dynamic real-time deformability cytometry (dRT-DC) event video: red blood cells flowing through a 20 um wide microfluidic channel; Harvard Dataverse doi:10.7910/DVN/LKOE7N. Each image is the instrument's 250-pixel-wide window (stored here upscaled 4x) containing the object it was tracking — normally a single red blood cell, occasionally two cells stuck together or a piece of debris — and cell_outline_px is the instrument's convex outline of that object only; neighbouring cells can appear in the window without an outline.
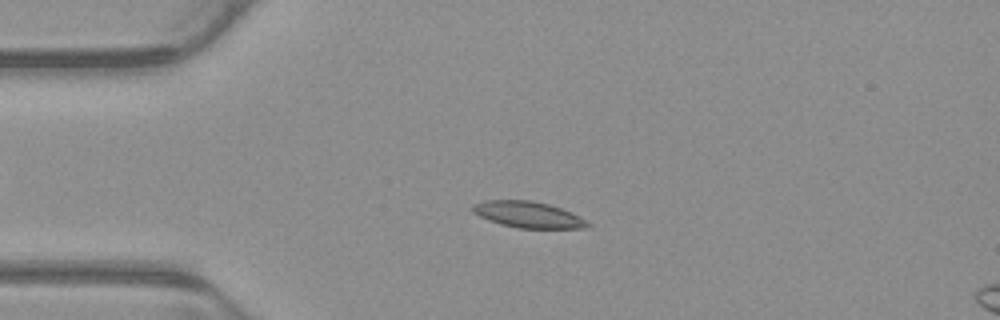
{"species": "common noctule bat (a hibernating species)", "species_latin": "Nyctalus noctula", "temperature_condition": "warm", "stored_images_in_passage": 6, "camera_frame_rate_fps": 3000, "um_per_image_px": 0.085, "animal": {"sex": "male", "body_mass_g": 23.1, "forearm_length_mm": 52.7}, "frame": {"image": 1, "passage_image": 2, "time_ms": 0.333, "image_size_px": [1000, 320], "cell_outline_px": [[592, 224], [588, 228], [516, 228], [500, 224], [480, 216], [472, 212], [468, 208], [472, 204], [484, 200], [532, 200], [548, 204], [572, 212], [580, 216]], "centroid_in_image_um": [44.87, 18.24], "position_along_channel_um": 40.1, "area_um2": 17.8}}
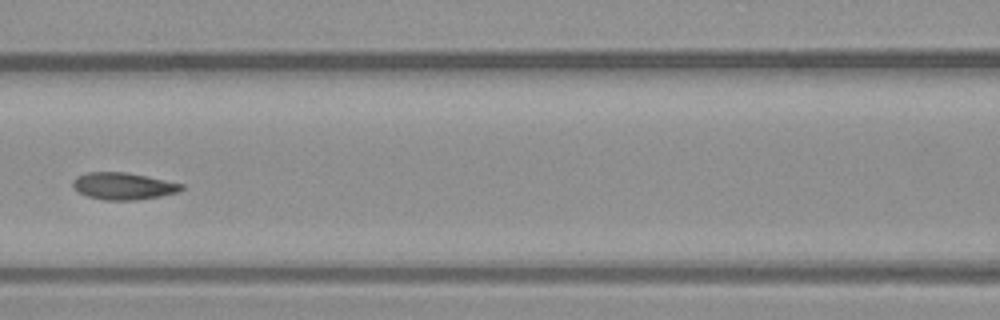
{"frame": {"image": 2, "passage_image": 5, "time_ms": 1.333, "image_size_px": [1000, 320], "cell_outline_px": [[184, 188], [180, 192], [160, 196], [136, 200], [104, 200], [88, 196], [80, 192], [72, 184], [72, 180], [76, 176], [88, 172], [128, 172], [184, 184]], "centroid_in_image_um": [10.51, 15.81], "position_along_channel_um": 156.1, "area_um2": 17.11}}
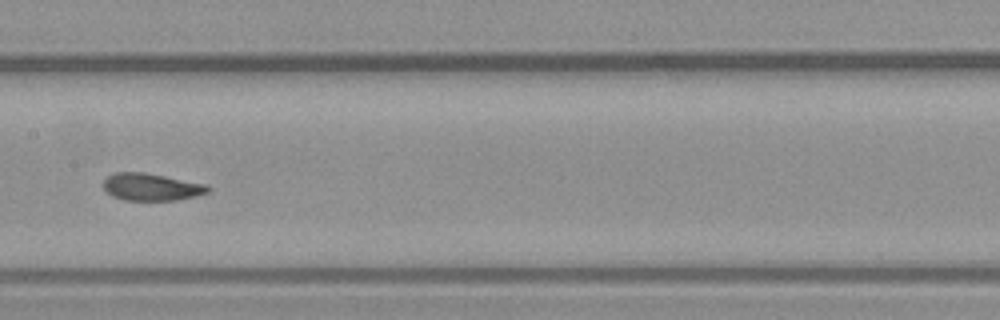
{"frame": {"image": 3, "passage_image": 6, "time_ms": 1.667, "image_size_px": [1000, 320], "cell_outline_px": [[212, 188], [208, 192], [196, 196], [176, 200], [124, 200], [112, 196], [104, 188], [104, 180], [112, 172], [144, 172], [208, 184]], "centroid_in_image_um": [12.89, 15.88], "position_along_channel_um": 194.5, "area_um2": 16.7}}